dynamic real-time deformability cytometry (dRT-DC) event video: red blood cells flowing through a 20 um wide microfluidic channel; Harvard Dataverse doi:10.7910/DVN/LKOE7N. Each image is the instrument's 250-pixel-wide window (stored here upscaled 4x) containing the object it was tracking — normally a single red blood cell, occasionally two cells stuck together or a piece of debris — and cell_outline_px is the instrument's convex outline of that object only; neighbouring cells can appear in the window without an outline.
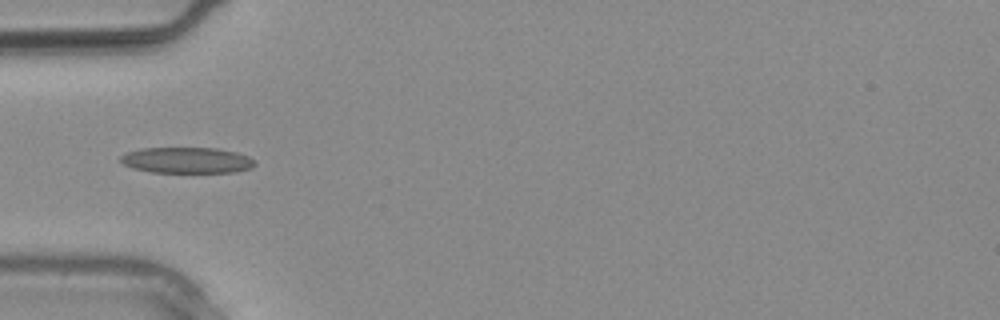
{"species": "common noctule bat (a hibernating species)", "species_latin": "Nyctalus noctula", "temperature_condition": "warm", "stored_images_in_passage": 3, "camera_frame_rate_fps": 3000, "um_per_image_px": 0.085, "animal": {"sex": "male", "body_mass_g": 20.4}, "frame": {"image": 1, "passage_image": 3, "time_ms": 0.667, "image_size_px": [1000, 320], "cell_outline_px": [[256, 164], [252, 168], [236, 172], [152, 172], [132, 168], [124, 164], [120, 160], [120, 156], [124, 152], [144, 148], [220, 148], [236, 152], [248, 156], [256, 160]], "centroid_in_image_um": [15.9, 13.61], "position_along_channel_um": 69.1, "area_um2": 20.46}}